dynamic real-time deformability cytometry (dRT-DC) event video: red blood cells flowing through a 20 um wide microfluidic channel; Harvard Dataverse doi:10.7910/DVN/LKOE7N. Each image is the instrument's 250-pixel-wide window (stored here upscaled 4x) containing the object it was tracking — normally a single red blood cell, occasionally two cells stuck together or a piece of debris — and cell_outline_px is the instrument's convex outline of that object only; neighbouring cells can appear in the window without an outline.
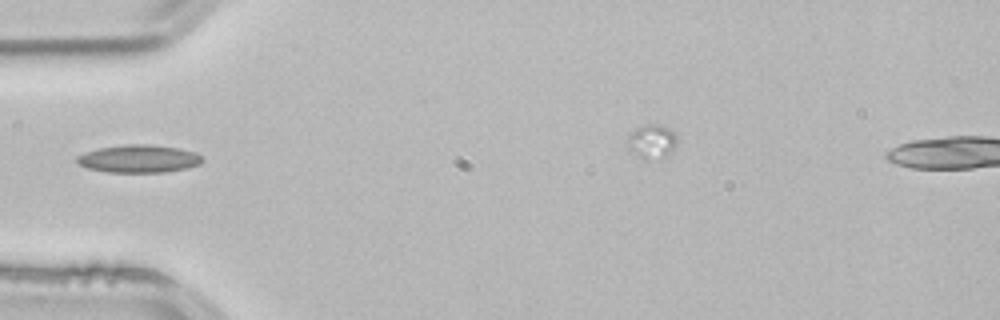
{"species": "common noctule bat (a hibernating species)", "species_latin": "Nyctalus noctula", "temperature_condition": "room temperature", "stored_images_in_passage": 3, "camera_frame_rate_fps": 3000, "um_per_image_px": 0.085, "animal": {"sex": "male", "body_mass_g": 21.5, "forearm_length_mm": 52.0}, "frame": {"image": 1, "passage_image": 2, "time_ms": 0.333, "image_size_px": [1000, 320], "cell_outline_px": [[204, 160], [200, 164], [188, 168], [164, 172], [108, 172], [88, 168], [76, 164], [76, 156], [84, 152], [100, 148], [128, 144], [148, 144], [180, 148], [196, 152]], "centroid_in_image_um": [11.8, 13.49], "position_along_channel_um": 73.2, "area_um2": 20.4}}